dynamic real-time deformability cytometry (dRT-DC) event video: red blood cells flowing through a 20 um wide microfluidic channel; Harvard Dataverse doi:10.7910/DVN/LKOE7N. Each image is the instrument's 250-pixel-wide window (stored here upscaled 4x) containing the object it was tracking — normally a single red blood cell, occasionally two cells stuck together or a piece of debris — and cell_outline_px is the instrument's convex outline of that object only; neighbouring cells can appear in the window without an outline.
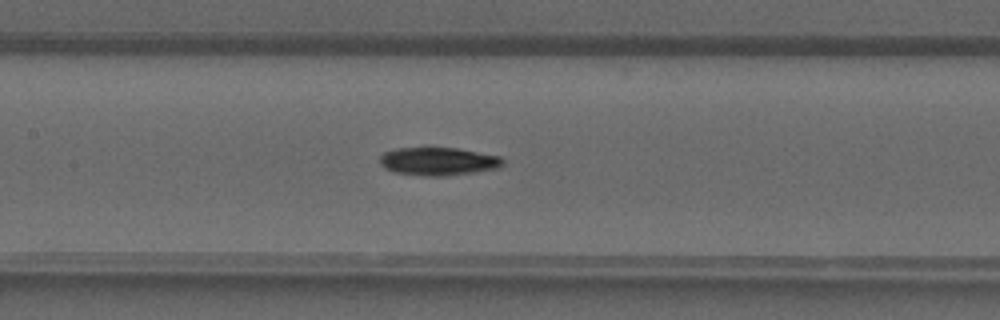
{"species": "common noctule bat (a hibernating species)", "species_latin": "Nyctalus noctula", "temperature_condition": "warm", "stored_images_in_passage": 28, "camera_frame_rate_fps": 3000, "um_per_image_px": 0.085, "animal": {"sex": "male", "forearm_length_mm": 52.5}, "frame": {"image": 1, "passage_image": 7, "time_ms": 2.0, "image_size_px": [1000, 320], "cell_outline_px": [[504, 164], [500, 168], [444, 176], [428, 176], [396, 172], [384, 168], [380, 164], [380, 156], [384, 152], [396, 148], [456, 148], [500, 156], [504, 160]], "centroid_in_image_um": [37.26, 13.71], "position_along_channel_um": 170.1, "area_um2": 20.0}}
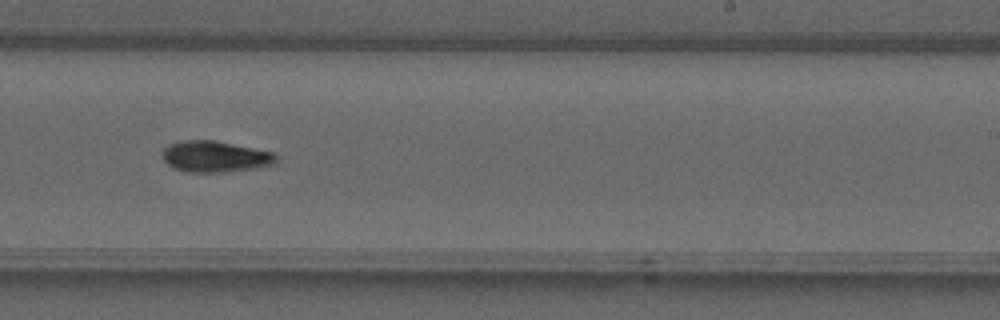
{"frame": {"image": 2, "passage_image": 13, "time_ms": 4.0, "image_size_px": [1000, 320], "cell_outline_px": [[276, 164], [256, 168], [224, 172], [188, 172], [172, 168], [160, 156], [160, 152], [168, 144], [180, 140], [216, 140], [272, 152], [276, 156]], "centroid_in_image_um": [18.23, 13.3], "position_along_channel_um": 270.8, "area_um2": 20.92}}
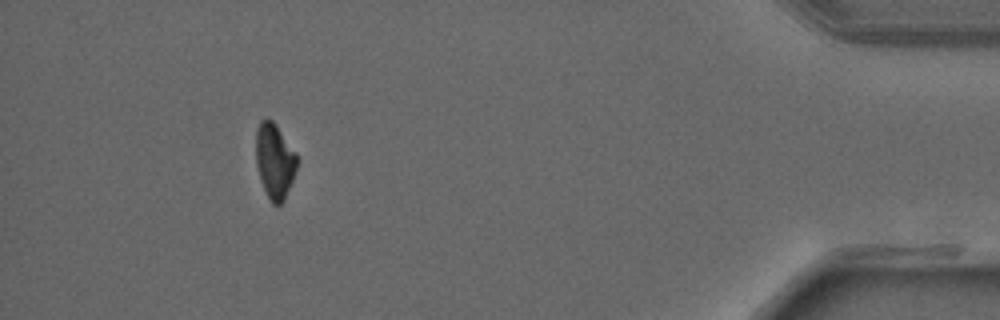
{"frame": {"image": 3, "passage_image": 25, "time_ms": 8.0, "image_size_px": [1000, 320], "cell_outline_px": [[296, 168], [292, 180], [284, 200], [280, 204], [272, 204], [268, 200], [256, 164], [256, 128], [260, 120], [272, 120], [276, 124], [296, 152]], "centroid_in_image_um": [23.33, 13.67], "position_along_channel_um": 411.9, "area_um2": 17.8}}